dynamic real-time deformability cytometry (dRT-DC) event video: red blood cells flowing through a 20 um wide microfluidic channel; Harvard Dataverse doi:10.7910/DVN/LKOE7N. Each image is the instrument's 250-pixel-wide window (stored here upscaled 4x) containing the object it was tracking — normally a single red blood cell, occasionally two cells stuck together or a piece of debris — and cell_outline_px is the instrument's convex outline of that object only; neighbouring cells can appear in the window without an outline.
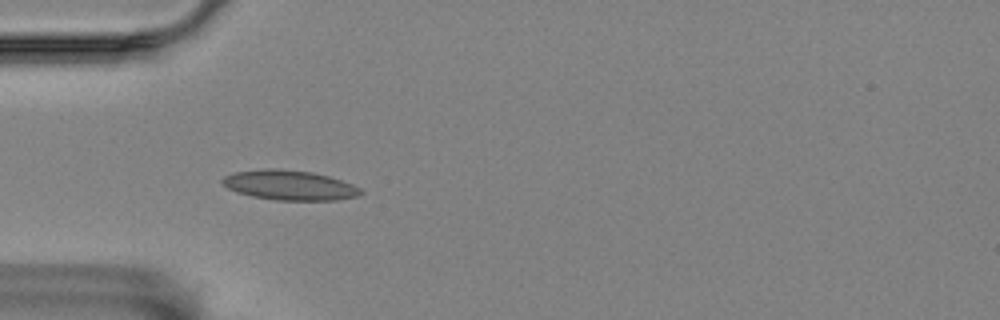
{"species": "Egyptian fruit bat (a non-hibernating species)", "species_latin": "Rousettus aegyptiacus", "temperature_condition": "room temperature", "stored_images_in_passage": 2, "camera_frame_rate_fps": 3000, "um_per_image_px": 0.085, "animal": {"sex": "female"}, "frame": {"image": 1, "passage_image": 1, "time_ms": 0.0, "image_size_px": [1000, 320], "cell_outline_px": [[364, 192], [356, 196], [336, 200], [276, 200], [252, 196], [236, 192], [228, 188], [220, 180], [224, 176], [236, 172], [268, 168], [276, 168], [312, 172], [328, 176], [352, 184], [360, 188]], "centroid_in_image_um": [24.6, 15.74], "position_along_channel_um": 60.4, "area_um2": 23.87}}
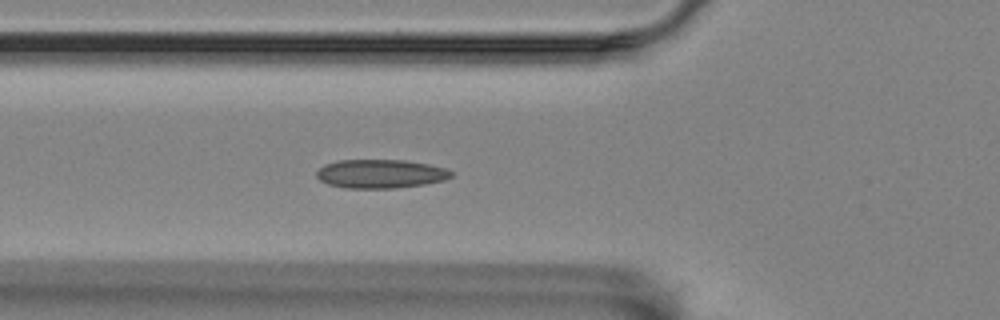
{"frame": {"image": 2, "passage_image": 2, "time_ms": 0.333, "image_size_px": [1000, 320], "cell_outline_px": [[452, 176], [444, 180], [424, 184], [396, 188], [344, 188], [328, 184], [320, 180], [316, 176], [316, 172], [324, 164], [336, 160], [404, 160], [428, 164], [444, 168], [452, 172]], "centroid_in_image_um": [32.31, 14.77], "position_along_channel_um": 93.5, "area_um2": 22.54}}